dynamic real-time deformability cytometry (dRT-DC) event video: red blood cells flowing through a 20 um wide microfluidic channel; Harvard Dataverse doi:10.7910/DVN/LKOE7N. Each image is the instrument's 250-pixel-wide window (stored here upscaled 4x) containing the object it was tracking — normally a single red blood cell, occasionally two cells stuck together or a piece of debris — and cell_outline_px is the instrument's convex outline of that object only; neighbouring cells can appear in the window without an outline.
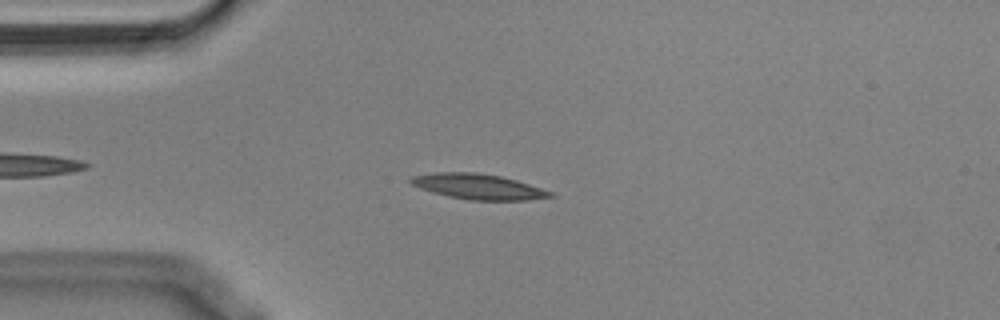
{"species": "Egyptian fruit bat (a non-hibernating species)", "species_latin": "Rousettus aegyptiacus", "temperature_condition": "cold", "stored_images_in_passage": 46, "camera_frame_rate_fps": 3000, "um_per_image_px": 0.085, "animal": {"sex": "male"}, "frame": {"image": 1, "passage_image": 8, "time_ms": 2.333, "image_size_px": [1000, 320], "cell_outline_px": [[556, 196], [528, 200], [468, 200], [448, 196], [432, 192], [420, 188], [412, 184], [408, 180], [412, 176], [436, 172], [476, 172], [500, 176], [516, 180], [552, 192]], "centroid_in_image_um": [40.63, 15.86], "position_along_channel_um": 44.4, "area_um2": 20.52}}
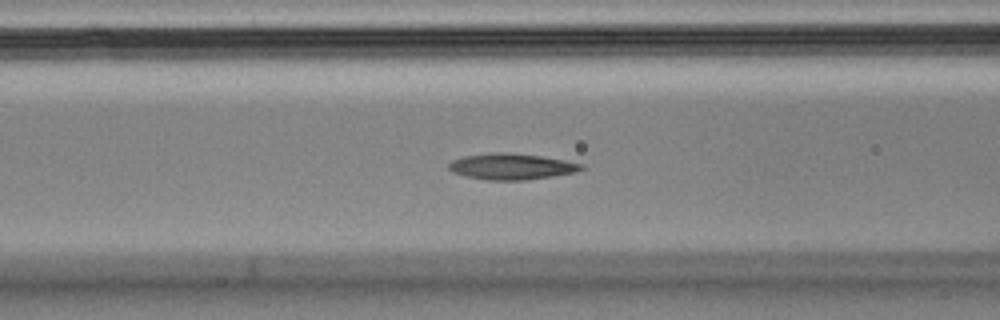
{"frame": {"image": 2, "passage_image": 16, "time_ms": 5.0, "image_size_px": [1000, 320], "cell_outline_px": [[584, 168], [576, 172], [552, 176], [524, 180], [488, 180], [464, 176], [452, 172], [448, 168], [448, 164], [452, 160], [464, 156], [492, 152], [508, 152], [540, 156], [564, 160], [584, 164]], "centroid_in_image_um": [43.45, 14.15], "position_along_channel_um": 123.1, "area_um2": 20.17}}
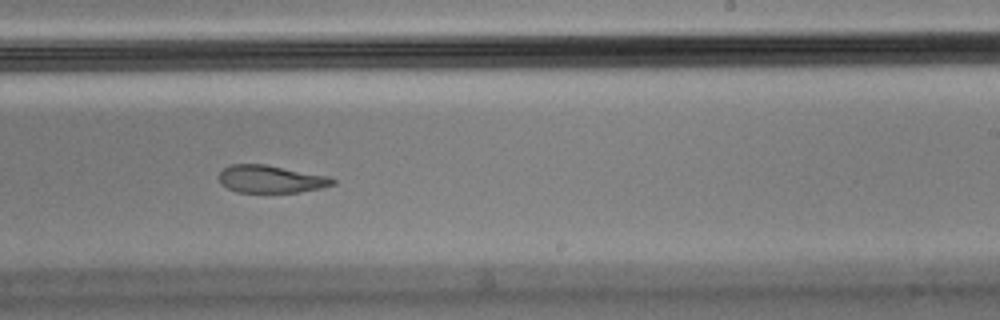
{"frame": {"image": 3, "passage_image": 28, "time_ms": 9.0, "image_size_px": [1000, 320], "cell_outline_px": [[336, 184], [320, 188], [300, 192], [236, 192], [220, 184], [220, 172], [224, 168], [232, 164], [264, 164], [328, 176], [336, 180]], "centroid_in_image_um": [23.03, 15.22], "position_along_channel_um": 266.0, "area_um2": 18.15}, "authors_computed_cell_mechanics": {"area_um2": 19.7676, "velocity_mm_per_s": 3.5823, "shape_relaxation_time_tau1_ms": 8.2323, "shape_relaxation_time_tau2_ms": 6.0965, "deformation_change_tau1": 0.2292, "deformation_change_tau2": 0.1285}}